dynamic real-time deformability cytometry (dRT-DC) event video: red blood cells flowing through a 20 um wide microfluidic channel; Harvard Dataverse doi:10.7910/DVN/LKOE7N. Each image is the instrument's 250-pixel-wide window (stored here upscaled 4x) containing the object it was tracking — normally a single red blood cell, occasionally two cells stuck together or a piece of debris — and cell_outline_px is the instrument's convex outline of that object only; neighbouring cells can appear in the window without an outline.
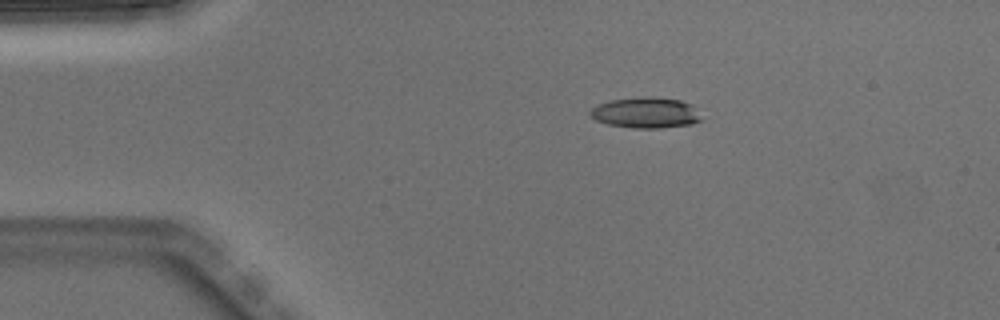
{"species": "Egyptian fruit bat (a non-hibernating species)", "species_latin": "Rousettus aegyptiacus", "temperature_condition": "warm", "stored_images_in_passage": 5, "camera_frame_rate_fps": 3000, "um_per_image_px": 0.085, "animal": {"sex": "male"}, "frame": {"image": 1, "passage_image": 3, "time_ms": 0.667, "image_size_px": [1000, 320], "cell_outline_px": [[704, 120], [692, 124], [660, 128], [632, 128], [608, 124], [596, 120], [588, 112], [596, 104], [612, 100], [648, 96], [652, 96], [680, 100], [692, 104]], "centroid_in_image_um": [54.92, 9.58], "position_along_channel_um": 30.1, "area_um2": 20.06}}
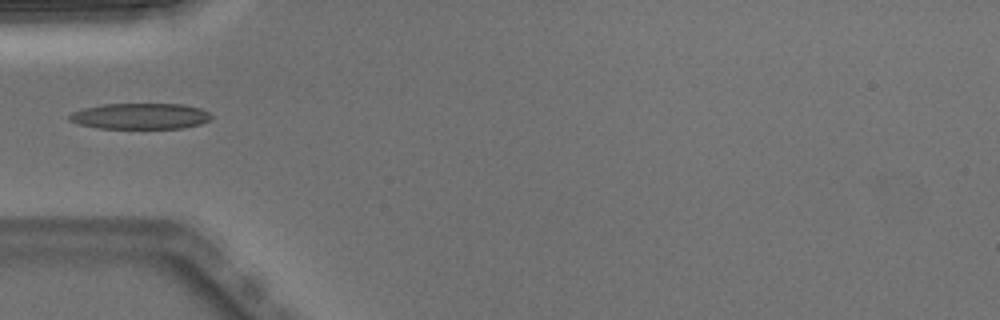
{"frame": {"image": 2, "passage_image": 5, "time_ms": 1.333, "image_size_px": [1000, 320], "cell_outline_px": [[212, 116], [208, 120], [200, 124], [180, 128], [96, 128], [80, 124], [68, 120], [68, 116], [72, 112], [84, 108], [104, 104], [184, 104], [200, 108], [208, 112]], "centroid_in_image_um": [11.9, 9.87], "position_along_channel_um": 73.1, "area_um2": 21.33}}